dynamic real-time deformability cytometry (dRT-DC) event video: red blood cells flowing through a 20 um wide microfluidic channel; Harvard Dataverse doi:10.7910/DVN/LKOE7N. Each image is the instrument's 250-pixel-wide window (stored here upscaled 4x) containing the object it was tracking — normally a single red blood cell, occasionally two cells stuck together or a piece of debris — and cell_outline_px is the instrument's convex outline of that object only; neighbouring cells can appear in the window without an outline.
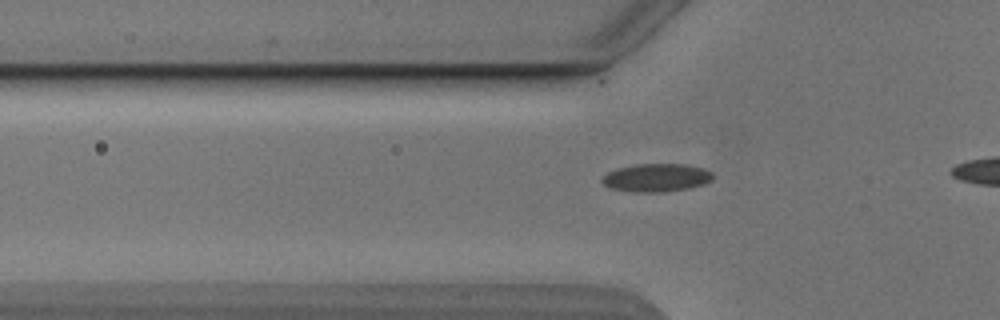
{"species": "Egyptian fruit bat (a non-hibernating species)", "species_latin": "Rousettus aegyptiacus", "temperature_condition": "cold", "stored_images_in_passage": 35, "camera_frame_rate_fps": 3000, "um_per_image_px": 0.085, "animal": {"sex": "male"}, "frame": {"image": 1, "passage_image": 9, "time_ms": 2.667, "image_size_px": [1000, 320], "cell_outline_px": [[712, 180], [704, 184], [688, 188], [660, 192], [632, 192], [612, 188], [604, 184], [600, 180], [608, 172], [616, 168], [636, 164], [684, 164], [704, 168], [712, 172]], "centroid_in_image_um": [55.79, 15.09], "position_along_channel_um": 70.0, "area_um2": 18.09}}
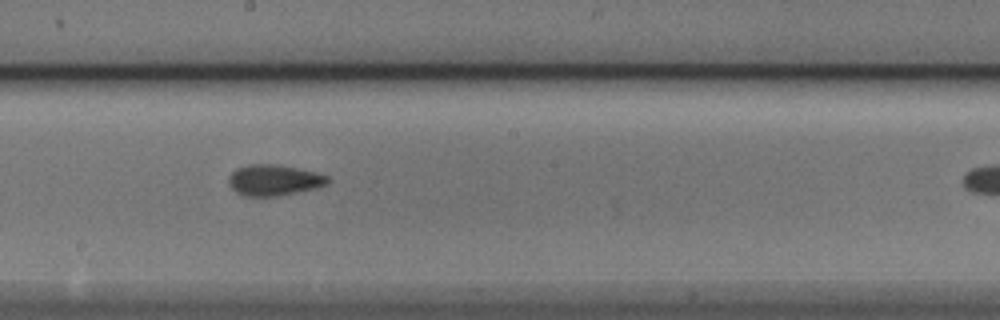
{"frame": {"image": 2, "passage_image": 21, "time_ms": 6.667, "image_size_px": [1000, 320], "cell_outline_px": [[328, 184], [316, 188], [276, 196], [244, 196], [236, 192], [228, 184], [228, 176], [236, 168], [248, 164], [272, 164], [296, 168], [316, 172], [328, 176]], "centroid_in_image_um": [23.25, 15.31], "position_along_channel_um": 225.0, "area_um2": 17.8}}
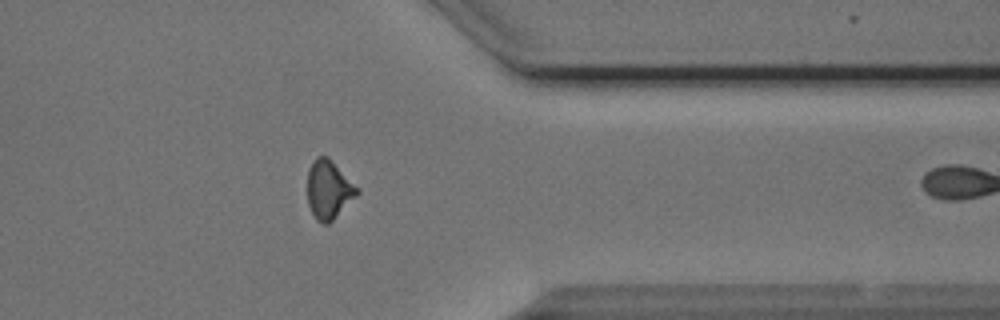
{"frame": {"image": 3, "passage_image": 34, "time_ms": 11.0, "image_size_px": [1000, 320], "cell_outline_px": [[360, 192], [328, 224], [320, 224], [316, 220], [308, 204], [308, 172], [312, 160], [316, 156], [328, 156]], "centroid_in_image_um": [27.9, 16.12], "position_along_channel_um": 383.5, "area_um2": 16.59}}